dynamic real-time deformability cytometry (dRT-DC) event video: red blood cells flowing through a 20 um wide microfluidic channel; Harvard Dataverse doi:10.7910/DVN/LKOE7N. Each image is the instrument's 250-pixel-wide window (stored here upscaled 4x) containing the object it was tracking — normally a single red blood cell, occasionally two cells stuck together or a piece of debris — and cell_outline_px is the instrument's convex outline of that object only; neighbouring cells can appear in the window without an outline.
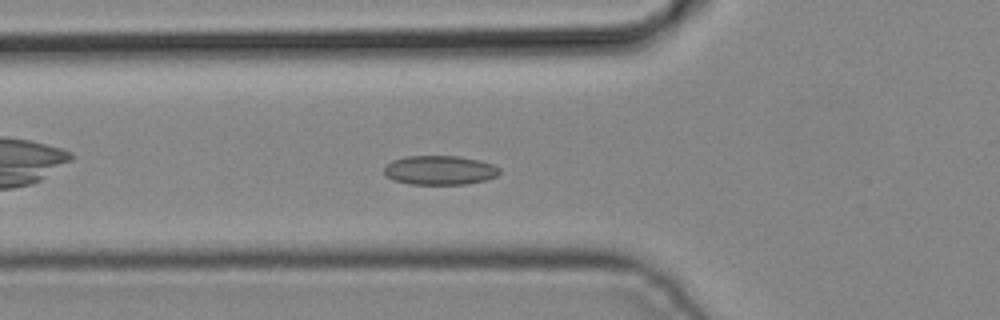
{"species": "common noctule bat (a hibernating species)", "species_latin": "Nyctalus noctula", "temperature_condition": "cold", "stored_images_in_passage": 5, "camera_frame_rate_fps": 3000, "um_per_image_px": 0.085, "animal": {"sex": "male", "body_mass_g": 19.2, "forearm_length_mm": 51.8}, "frame": {"image": 1, "passage_image": 5, "time_ms": 1.333, "image_size_px": [1000, 320], "cell_outline_px": [[500, 172], [496, 176], [488, 180], [468, 184], [408, 184], [392, 180], [384, 172], [384, 168], [392, 160], [404, 156], [460, 156], [480, 160], [492, 164], [500, 168]], "centroid_in_image_um": [37.4, 14.47], "position_along_channel_um": 88.4, "area_um2": 19.83}}